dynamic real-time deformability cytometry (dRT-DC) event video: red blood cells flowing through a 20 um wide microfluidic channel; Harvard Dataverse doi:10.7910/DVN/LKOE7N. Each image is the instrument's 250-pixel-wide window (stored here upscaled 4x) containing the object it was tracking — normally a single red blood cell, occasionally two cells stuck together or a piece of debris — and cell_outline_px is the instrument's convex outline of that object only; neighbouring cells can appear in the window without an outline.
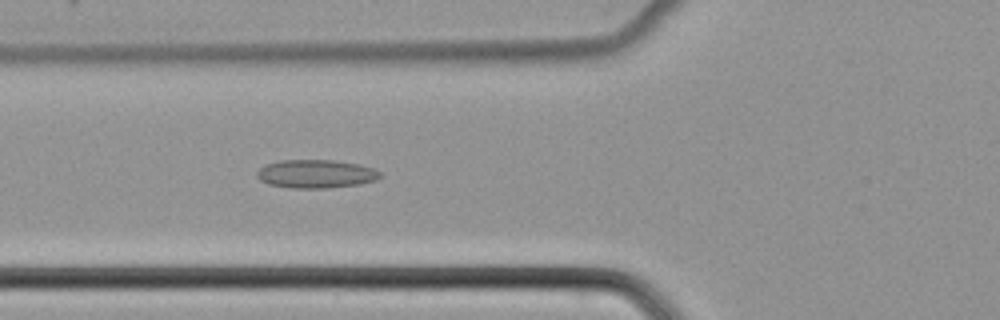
{"species": "common noctule bat (a hibernating species)", "species_latin": "Nyctalus noctula", "temperature_condition": "cold", "stored_images_in_passage": 52, "camera_frame_rate_fps": 3000, "um_per_image_px": 0.085, "animal": {"sex": "female", "body_mass_g": 22.7, "forearm_length_mm": 54.2}, "frame": {"image": 1, "passage_image": 20, "time_ms": 6.333, "image_size_px": [1000, 320], "cell_outline_px": [[380, 176], [376, 180], [360, 184], [328, 188], [292, 188], [268, 184], [260, 180], [256, 176], [256, 172], [260, 168], [268, 164], [280, 160], [332, 160], [360, 164], [372, 168], [380, 172]], "centroid_in_image_um": [26.84, 14.78], "position_along_channel_um": 99.0, "area_um2": 20.35}}
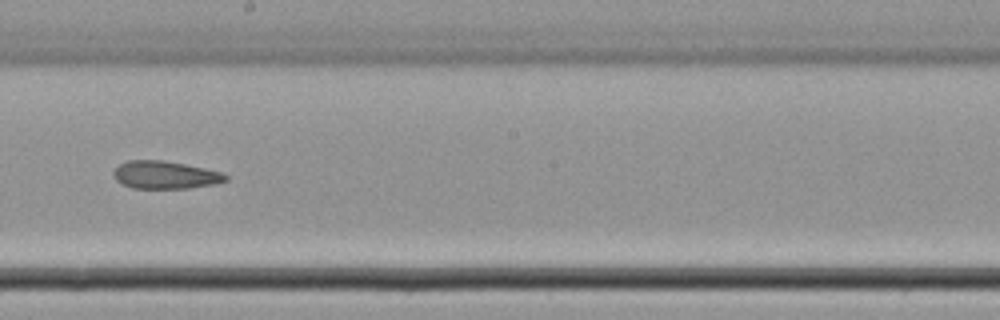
{"frame": {"image": 2, "passage_image": 30, "time_ms": 9.667, "image_size_px": [1000, 320], "cell_outline_px": [[228, 180], [216, 184], [188, 188], [132, 188], [116, 180], [112, 176], [112, 172], [120, 164], [128, 160], [164, 160], [224, 172], [228, 176]], "centroid_in_image_um": [14.06, 14.87], "position_along_channel_um": 234.1, "area_um2": 18.21}}
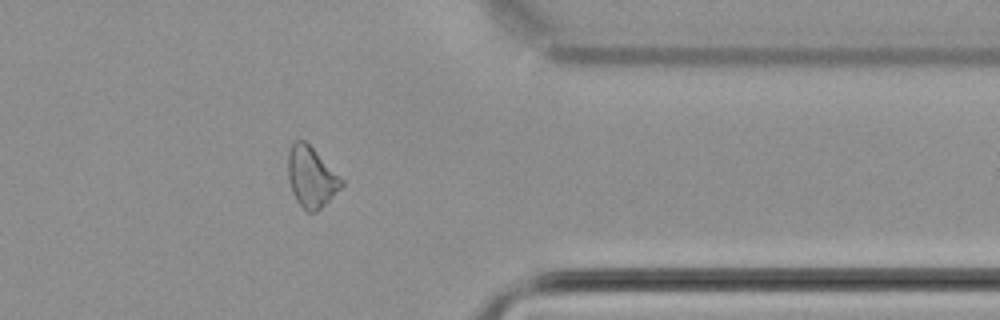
{"frame": {"image": 3, "passage_image": 42, "time_ms": 13.667, "image_size_px": [1000, 320], "cell_outline_px": [[344, 184], [316, 212], [308, 212], [296, 200], [292, 192], [288, 180], [288, 152], [292, 144], [296, 140], [304, 140], [344, 180]], "centroid_in_image_um": [26.44, 15.04], "position_along_channel_um": 385.0, "area_um2": 18.5}}